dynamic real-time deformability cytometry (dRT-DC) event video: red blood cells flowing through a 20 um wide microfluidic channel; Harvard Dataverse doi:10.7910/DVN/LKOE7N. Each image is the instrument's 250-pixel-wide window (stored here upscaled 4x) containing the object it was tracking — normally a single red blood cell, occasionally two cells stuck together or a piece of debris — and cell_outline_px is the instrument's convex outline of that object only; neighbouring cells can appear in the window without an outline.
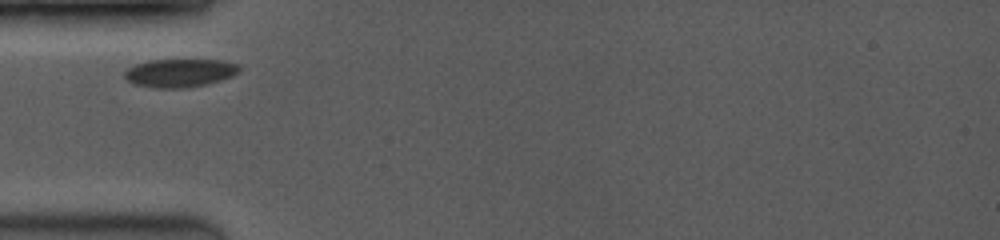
{"species": "common noctule bat (a hibernating species)", "species_latin": "Nyctalus noctula", "temperature_condition": "room temperature", "stored_images_in_passage": 43, "camera_frame_rate_fps": 3500, "um_per_image_px": 0.085, "animal": {"sex": "female", "body_mass_g": 19.0, "forearm_length_mm": 53.3}, "frame": {"image": 1, "passage_image": 1, "time_ms": 0.0, "image_size_px": [1000, 240], "cell_outline_px": [[240, 72], [232, 76], [220, 80], [204, 84], [184, 88], [152, 88], [132, 84], [124, 76], [124, 72], [128, 68], [136, 64], [148, 60], [224, 60], [240, 64]], "centroid_in_image_um": [15.28, 6.2], "position_along_channel_um": 69.7, "area_um2": 19.02}}
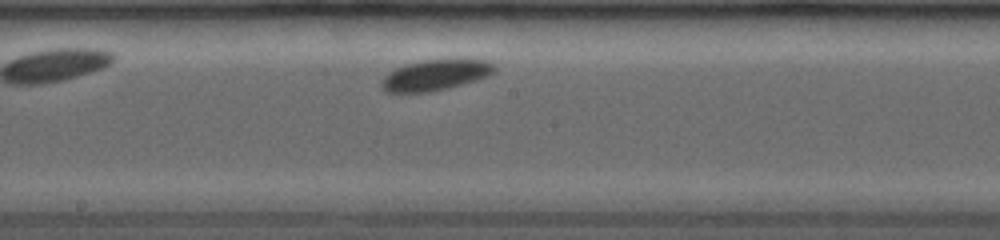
{"frame": {"image": 2, "passage_image": 20, "time_ms": 3.714, "image_size_px": [1000, 240], "cell_outline_px": [[496, 72], [488, 76], [476, 80], [448, 88], [432, 92], [384, 92], [380, 84], [380, 80], [388, 72], [404, 64], [424, 60], [492, 60], [496, 64]], "centroid_in_image_um": [37.01, 6.38], "position_along_channel_um": 211.2, "area_um2": 20.4}}
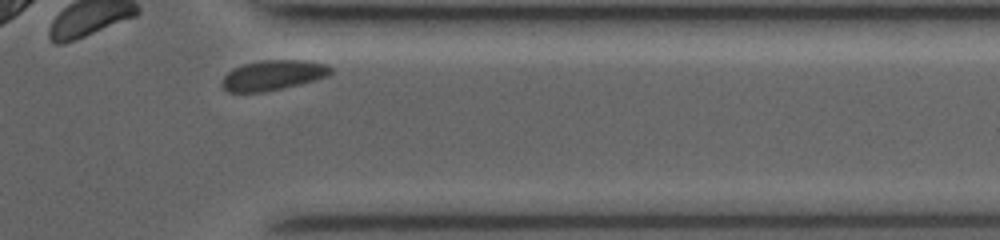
{"frame": {"image": 3, "passage_image": 40, "time_ms": 8.286, "image_size_px": [1000, 240], "cell_outline_px": [[332, 72], [328, 76], [316, 80], [264, 92], [228, 92], [224, 88], [224, 76], [232, 68], [244, 64], [264, 60], [308, 60], [328, 64], [332, 68]], "centroid_in_image_um": [23.26, 6.38], "position_along_channel_um": 388.1, "area_um2": 18.96}}